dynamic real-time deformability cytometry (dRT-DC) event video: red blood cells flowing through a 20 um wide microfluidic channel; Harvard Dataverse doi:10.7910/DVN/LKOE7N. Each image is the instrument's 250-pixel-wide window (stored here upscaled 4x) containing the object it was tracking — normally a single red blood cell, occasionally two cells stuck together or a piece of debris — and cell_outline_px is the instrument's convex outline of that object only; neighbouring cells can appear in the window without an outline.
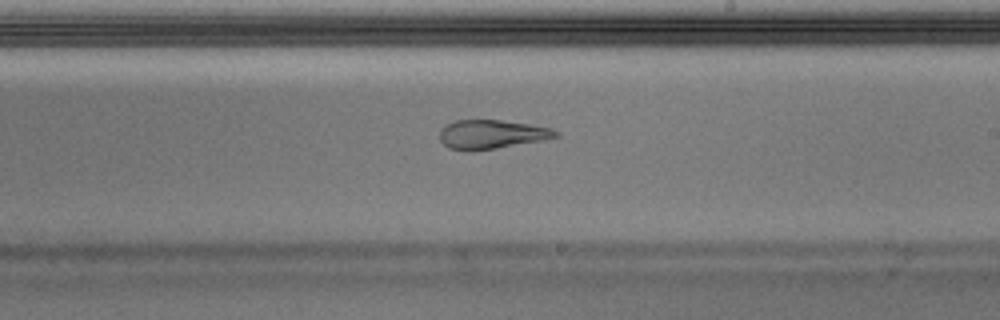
{"species": "Egyptian fruit bat (a non-hibernating species)", "species_latin": "Rousettus aegyptiacus", "temperature_condition": "warm", "stored_images_in_passage": 50, "camera_frame_rate_fps": 3000, "um_per_image_px": 0.085, "animal": {"sex": "male"}, "frame": {"image": 1, "passage_image": 29, "time_ms": 9.333, "image_size_px": [1000, 320], "cell_outline_px": [[560, 136], [544, 140], [472, 152], [448, 148], [440, 140], [440, 128], [444, 124], [456, 120], [500, 120], [528, 124], [552, 128], [560, 132]], "centroid_in_image_um": [41.77, 11.42], "position_along_channel_um": 247.2, "area_um2": 19.83}}
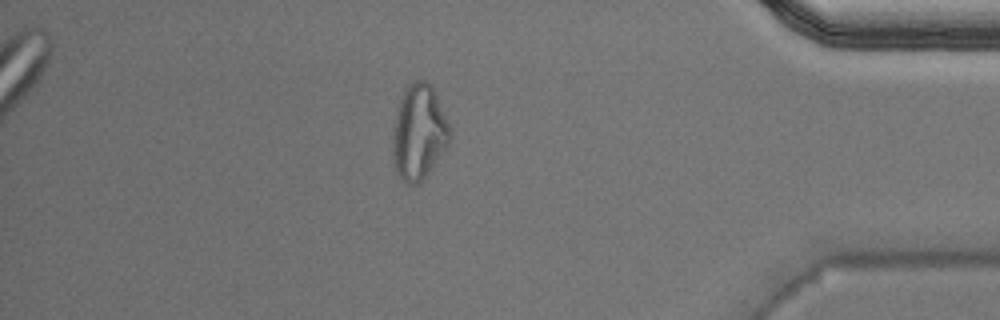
{"frame": {"image": 2, "passage_image": 43, "time_ms": 14.0, "image_size_px": [1000, 320], "cell_outline_px": [[452, 132], [448, 144], [428, 172], [416, 184], [408, 184], [396, 172], [392, 152], [392, 128], [400, 100], [404, 92], [416, 80], [424, 80], [432, 84]], "centroid_in_image_um": [35.6, 11.23], "position_along_channel_um": 399.6, "area_um2": 31.21}}
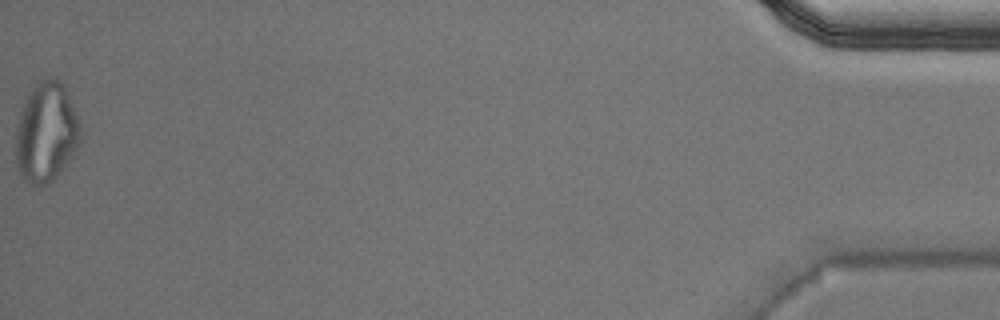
{"frame": {"image": 3, "passage_image": 50, "time_ms": 16.333, "image_size_px": [1000, 320], "cell_outline_px": [[84, 140], [60, 172], [52, 180], [44, 184], [32, 184], [24, 180], [20, 176], [16, 164], [16, 124], [24, 104], [32, 88], [40, 80], [56, 80], [64, 84], [80, 124]], "centroid_in_image_um": [3.95, 11.29], "position_along_channel_um": 431.3, "area_um2": 37.45}, "authors_computed_cell_mechanics": {"area_um2": 21.7039, "velocity_mm_per_s": 4.0019, "shape_relaxation_time_tau1_ms": null, "shape_relaxation_time_tau2_ms": 2.254, "deformation_change_tau1": null, "deformation_change_tau2": 0.1109}}